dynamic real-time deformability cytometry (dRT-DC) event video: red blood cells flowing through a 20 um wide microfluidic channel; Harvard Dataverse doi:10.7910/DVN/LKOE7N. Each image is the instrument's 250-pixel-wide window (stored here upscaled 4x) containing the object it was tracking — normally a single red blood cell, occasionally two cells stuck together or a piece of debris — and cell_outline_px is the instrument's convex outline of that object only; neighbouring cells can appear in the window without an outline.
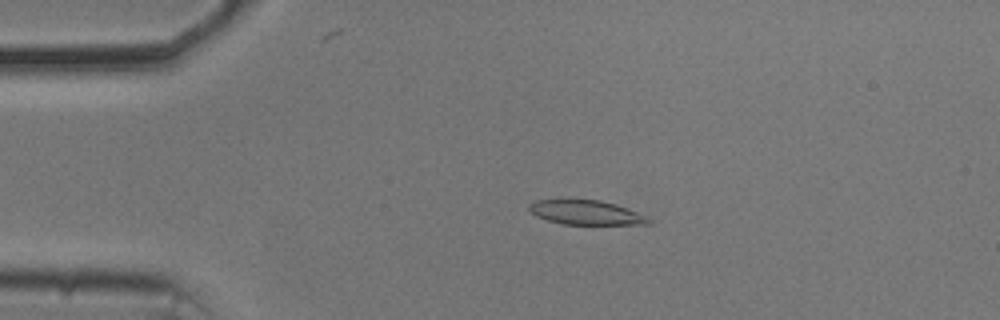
{"species": "common noctule bat (a hibernating species)", "species_latin": "Nyctalus noctula", "temperature_condition": "cold", "stored_images_in_passage": 55, "camera_frame_rate_fps": 3000, "um_per_image_px": 0.085, "animal": {"sex": "male", "body_mass_g": 20.5, "forearm_length_mm": 52.5}, "frame": {"image": 1, "passage_image": 12, "time_ms": 3.667, "image_size_px": [1000, 320], "cell_outline_px": [[652, 224], [564, 224], [548, 220], [536, 216], [528, 208], [528, 204], [536, 200], [600, 200], [616, 204], [648, 216], [652, 220]], "centroid_in_image_um": [49.85, 18.07], "position_along_channel_um": 35.1, "area_um2": 16.88}}
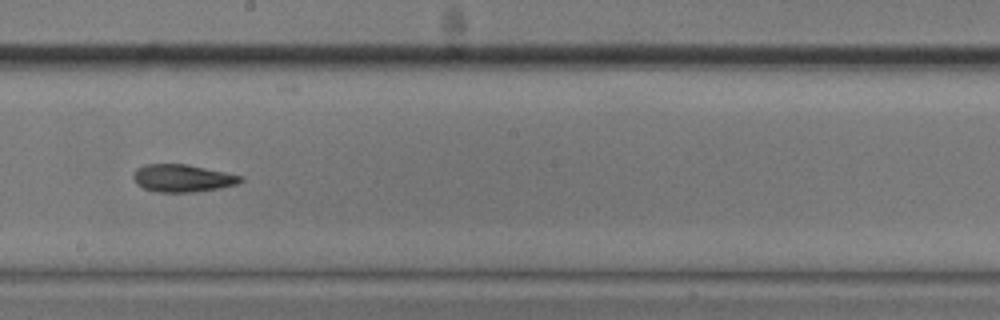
{"frame": {"image": 2, "passage_image": 31, "time_ms": 10.0, "image_size_px": [1000, 320], "cell_outline_px": [[244, 180], [236, 184], [220, 188], [196, 192], [156, 192], [144, 188], [136, 184], [132, 176], [136, 168], [144, 164], [188, 164], [244, 176]], "centroid_in_image_um": [15.51, 15.14], "position_along_channel_um": 232.7, "area_um2": 17.4}}
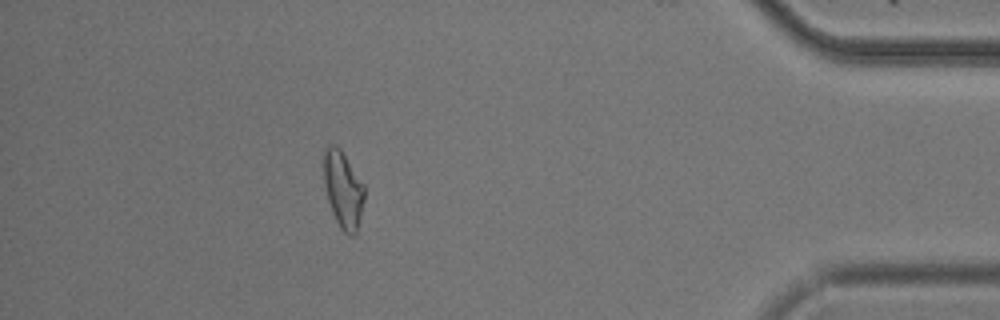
{"frame": {"image": 3, "passage_image": 49, "time_ms": 16.0, "image_size_px": [1000, 320], "cell_outline_px": [[364, 200], [356, 232], [352, 236], [348, 236], [340, 228], [332, 212], [328, 200], [324, 184], [320, 156], [324, 148], [332, 144], [336, 144], [340, 148], [364, 184]], "centroid_in_image_um": [29.11, 16.03], "position_along_channel_um": 406.1, "area_um2": 18.61}, "authors_computed_cell_mechanics": {"area_um2": 17.629, "velocity_mm_per_s": 3.6935, "shape_relaxation_time_tau1_ms": 5.858, "shape_relaxation_time_tau2_ms": 4.7235, "deformation_change_tau1": 0.1424, "deformation_change_tau2": 0.1159}}